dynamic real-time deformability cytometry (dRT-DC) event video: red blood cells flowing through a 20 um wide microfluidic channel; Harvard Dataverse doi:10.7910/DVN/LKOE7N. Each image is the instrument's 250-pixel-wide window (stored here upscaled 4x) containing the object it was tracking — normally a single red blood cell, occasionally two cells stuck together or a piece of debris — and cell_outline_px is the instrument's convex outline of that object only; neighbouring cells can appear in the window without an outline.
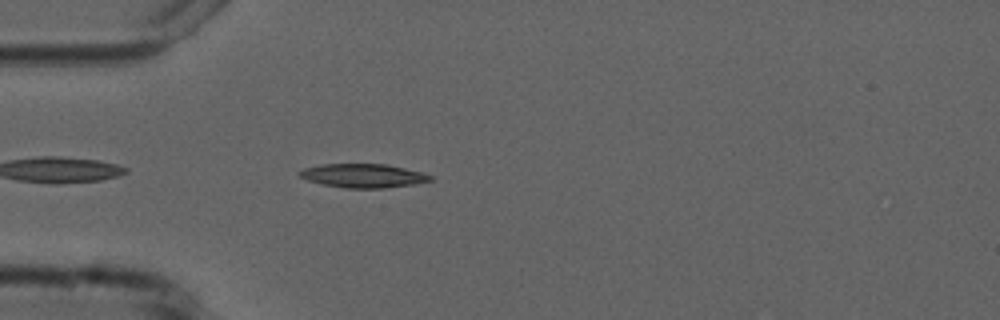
{"species": "common noctule bat (a hibernating species)", "species_latin": "Nyctalus noctula", "temperature_condition": "cold", "stored_images_in_passage": 2, "camera_frame_rate_fps": 3000, "um_per_image_px": 0.085, "animal": {"sex": "male", "forearm_length_mm": 52.5}, "frame": {"image": 1, "passage_image": 2, "time_ms": 1.0, "image_size_px": [1000, 320], "cell_outline_px": [[432, 180], [416, 184], [384, 188], [344, 188], [324, 184], [308, 180], [300, 176], [296, 172], [304, 168], [320, 164], [388, 164], [420, 172], [432, 176]], "centroid_in_image_um": [30.86, 14.93], "position_along_channel_um": 54.1, "area_um2": 18.09}}